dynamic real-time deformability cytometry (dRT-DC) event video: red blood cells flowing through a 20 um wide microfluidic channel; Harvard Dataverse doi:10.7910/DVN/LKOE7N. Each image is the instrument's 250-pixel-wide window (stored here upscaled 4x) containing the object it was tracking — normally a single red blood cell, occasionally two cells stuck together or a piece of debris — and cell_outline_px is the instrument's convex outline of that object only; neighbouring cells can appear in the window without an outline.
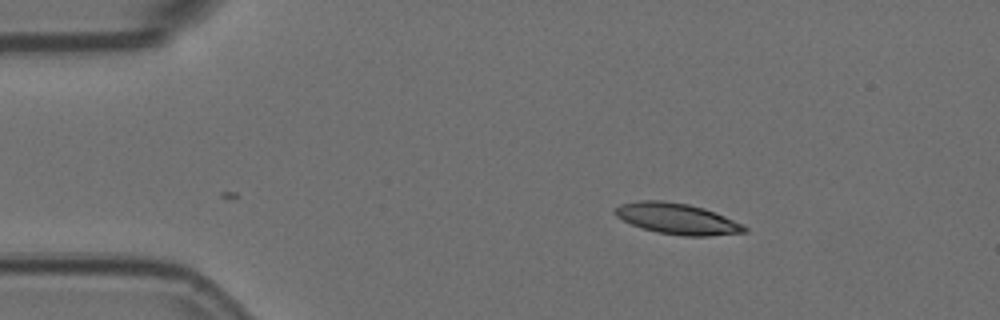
{"species": "Egyptian fruit bat (a non-hibernating species)", "species_latin": "Rousettus aegyptiacus", "temperature_condition": "room temperature", "stored_images_in_passage": 3, "camera_frame_rate_fps": 3000, "um_per_image_px": 0.085, "animal": {"sex": "female"}, "frame": {"image": 1, "passage_image": 1, "time_ms": 0.0, "image_size_px": [1000, 320], "cell_outline_px": [[748, 232], [708, 236], [684, 236], [656, 232], [632, 224], [616, 216], [612, 212], [612, 208], [620, 204], [640, 200], [664, 200], [688, 204], [704, 208], [744, 224], [748, 228]], "centroid_in_image_um": [57.55, 18.58], "position_along_channel_um": 27.4, "area_um2": 23.47}}
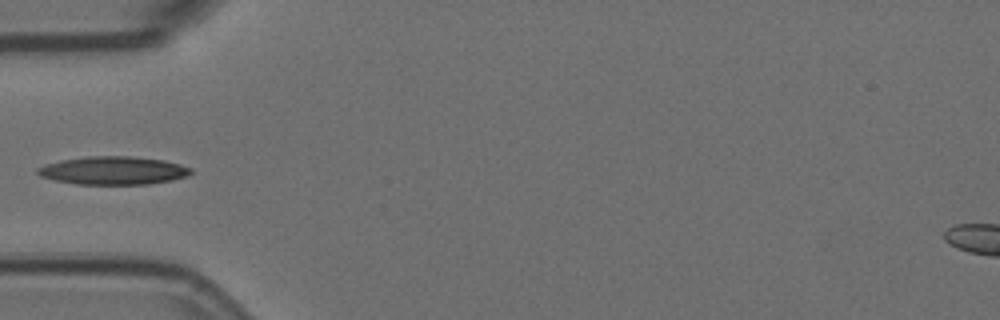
{"frame": {"image": 2, "passage_image": 3, "time_ms": 0.667, "image_size_px": [1000, 320], "cell_outline_px": [[192, 172], [188, 176], [172, 180], [148, 184], [76, 184], [52, 180], [40, 176], [36, 172], [36, 168], [44, 164], [60, 160], [88, 156], [132, 156], [164, 160], [180, 164], [192, 168]], "centroid_in_image_um": [9.6, 14.49], "position_along_channel_um": 75.4, "area_um2": 25.37}}